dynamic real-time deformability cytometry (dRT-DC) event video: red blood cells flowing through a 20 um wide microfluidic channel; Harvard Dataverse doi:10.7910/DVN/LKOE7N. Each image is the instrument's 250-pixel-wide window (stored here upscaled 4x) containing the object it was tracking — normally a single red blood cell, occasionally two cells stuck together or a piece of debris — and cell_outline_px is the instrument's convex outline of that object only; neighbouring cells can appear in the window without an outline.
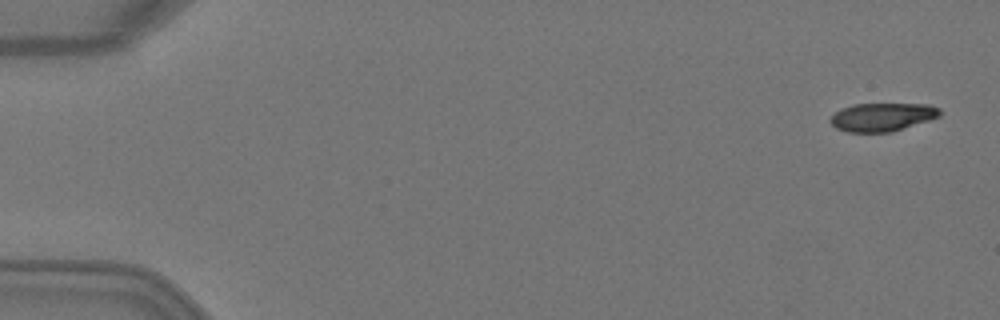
{"species": "Egyptian fruit bat (a non-hibernating species)", "species_latin": "Rousettus aegyptiacus", "temperature_condition": "warm", "stored_images_in_passage": 6, "camera_frame_rate_fps": 3000, "um_per_image_px": 0.085, "animal": {"sex": "female"}, "frame": {"image": 1, "passage_image": 1, "time_ms": 0.0, "image_size_px": [1000, 320], "cell_outline_px": [[940, 116], [892, 132], [848, 132], [836, 128], [828, 120], [840, 108], [852, 104], [928, 104], [940, 108]], "centroid_in_image_um": [74.97, 9.94], "position_along_channel_um": 10.0, "area_um2": 18.03}}